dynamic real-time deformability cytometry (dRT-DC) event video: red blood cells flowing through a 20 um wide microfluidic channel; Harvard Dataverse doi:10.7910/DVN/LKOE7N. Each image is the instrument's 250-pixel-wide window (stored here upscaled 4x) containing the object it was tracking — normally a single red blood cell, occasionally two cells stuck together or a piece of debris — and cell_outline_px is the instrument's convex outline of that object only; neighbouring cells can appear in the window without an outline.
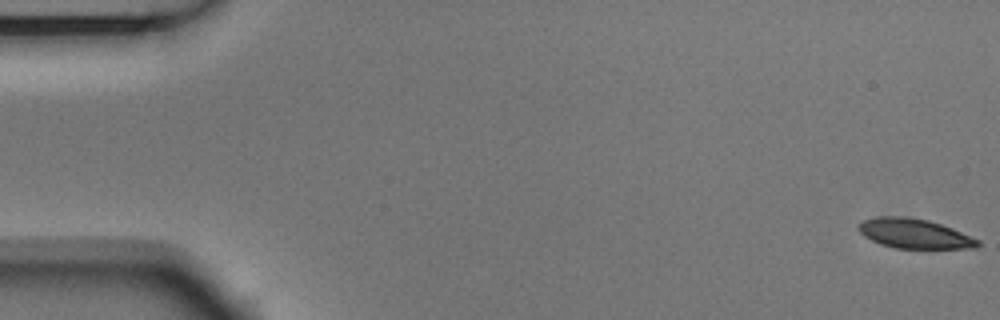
{"species": "Egyptian fruit bat (a non-hibernating species)", "species_latin": "Rousettus aegyptiacus", "temperature_condition": "room temperature", "stored_images_in_passage": 6, "segment_of_instrument_passage": [1, 2], "camera_frame_rate_fps": 3000, "um_per_image_px": 0.085, "animal": {"sex": "male"}, "frame": {"image": 1, "passage_image": 1, "time_ms": 0.0, "image_size_px": [1000, 320], "cell_outline_px": [[980, 244], [976, 248], [896, 248], [880, 244], [864, 236], [856, 228], [864, 220], [876, 216], [904, 216], [928, 220], [952, 228], [980, 240]], "centroid_in_image_um": [77.71, 19.85], "position_along_channel_um": 7.3, "area_um2": 20.52}}